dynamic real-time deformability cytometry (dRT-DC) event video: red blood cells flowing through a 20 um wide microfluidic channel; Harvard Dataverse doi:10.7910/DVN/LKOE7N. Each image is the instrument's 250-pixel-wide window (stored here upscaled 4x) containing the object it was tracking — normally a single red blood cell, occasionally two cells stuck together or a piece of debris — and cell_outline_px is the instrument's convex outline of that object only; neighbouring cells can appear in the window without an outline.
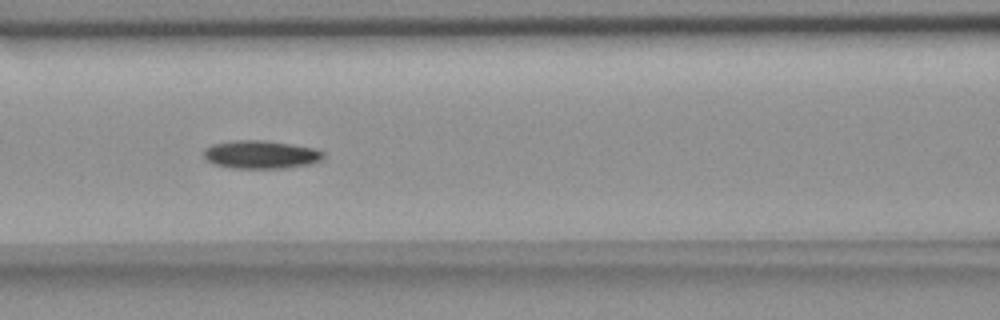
{"species": "common noctule bat (a hibernating species)", "species_latin": "Nyctalus noctula", "temperature_condition": "room temperature", "stored_images_in_passage": 10, "segment_of_instrument_passage": [1, 2], "camera_frame_rate_fps": 3000, "um_per_image_px": 0.085, "animal": {"sex": "female", "body_mass_g": 18.4}, "frame": {"image": 1, "passage_image": 5, "time_ms": 1.333, "image_size_px": [1000, 320], "cell_outline_px": [[324, 156], [320, 160], [308, 164], [284, 168], [232, 168], [216, 164], [208, 160], [204, 156], [204, 148], [212, 144], [232, 140], [260, 140], [288, 144], [312, 148], [324, 152]], "centroid_in_image_um": [22.13, 13.13], "position_along_channel_um": 144.5, "area_um2": 19.31}}
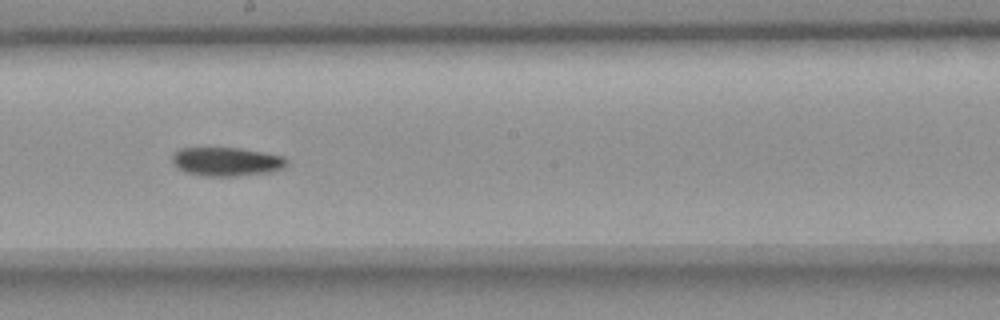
{"frame": {"image": 2, "passage_image": 7, "time_ms": 2.0, "image_size_px": [1000, 320], "cell_outline_px": [[288, 164], [280, 168], [268, 172], [236, 176], [204, 176], [184, 172], [176, 168], [172, 160], [172, 156], [180, 148], [240, 148], [264, 152], [284, 156], [288, 160]], "centroid_in_image_um": [19.24, 13.74], "position_along_channel_um": 229.0, "area_um2": 19.19}}
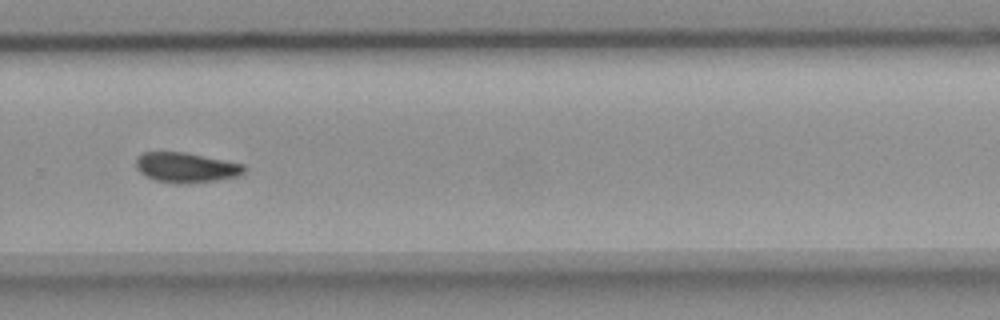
{"frame": {"image": 3, "passage_image": 9, "time_ms": 2.667, "image_size_px": [1000, 320], "cell_outline_px": [[244, 172], [236, 176], [216, 180], [184, 184], [156, 180], [144, 176], [136, 168], [136, 156], [144, 152], [184, 152], [244, 164]], "centroid_in_image_um": [15.77, 14.23], "position_along_channel_um": 314.0, "area_um2": 18.73}}